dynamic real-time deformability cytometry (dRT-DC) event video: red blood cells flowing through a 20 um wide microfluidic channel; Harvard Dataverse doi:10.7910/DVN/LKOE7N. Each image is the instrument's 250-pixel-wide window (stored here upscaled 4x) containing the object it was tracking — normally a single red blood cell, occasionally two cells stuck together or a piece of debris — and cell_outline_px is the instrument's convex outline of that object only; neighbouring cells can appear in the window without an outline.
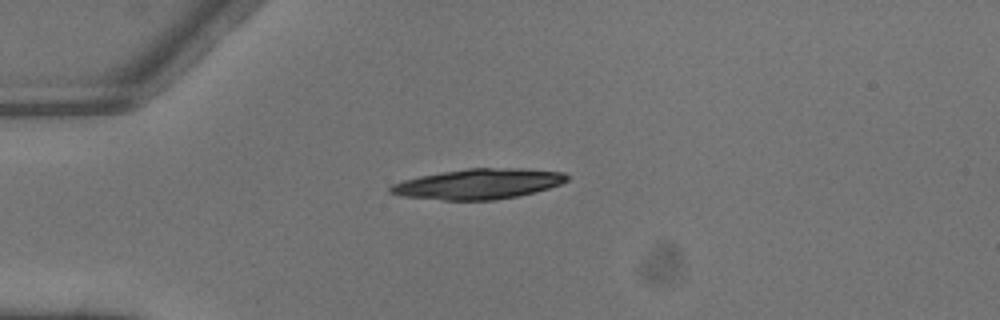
{"species": "common noctule bat (a hibernating species)", "species_latin": "Nyctalus noctula", "temperature_condition": "warm", "stored_images_in_passage": 2, "camera_frame_rate_fps": 3000, "um_per_image_px": 0.085, "animal": {"sex": "male", "body_mass_g": 13.3}, "frame": {"image": 1, "passage_image": 1, "time_ms": 0.0, "image_size_px": [1000, 320], "cell_outline_px": [[568, 180], [560, 184], [536, 192], [496, 200], [444, 200], [400, 196], [388, 192], [388, 188], [392, 184], [404, 180], [420, 176], [468, 168], [520, 168], [564, 172], [568, 176]], "centroid_in_image_um": [40.66, 15.63], "position_along_channel_um": 44.3, "area_um2": 31.1}}